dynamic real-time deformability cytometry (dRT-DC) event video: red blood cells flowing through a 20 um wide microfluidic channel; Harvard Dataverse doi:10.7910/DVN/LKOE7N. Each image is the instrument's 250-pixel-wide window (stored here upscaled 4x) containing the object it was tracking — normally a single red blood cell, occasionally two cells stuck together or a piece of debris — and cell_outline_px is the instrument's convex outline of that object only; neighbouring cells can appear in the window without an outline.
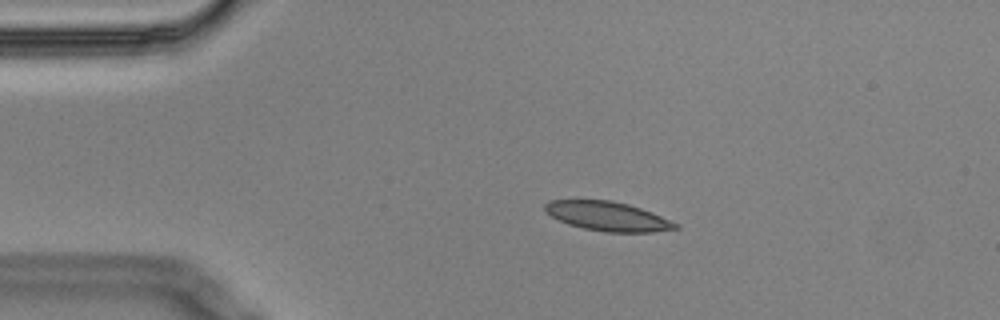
{"species": "Egyptian fruit bat (a non-hibernating species)", "species_latin": "Rousettus aegyptiacus", "temperature_condition": "cold", "stored_images_in_passage": 4, "camera_frame_rate_fps": 3000, "um_per_image_px": 0.085, "animal": {"sex": "male"}, "frame": {"image": 1, "passage_image": 3, "time_ms": 0.667, "image_size_px": [1000, 320], "cell_outline_px": [[680, 228], [656, 232], [604, 232], [584, 228], [568, 224], [552, 216], [544, 208], [544, 204], [548, 200], [612, 200], [628, 204], [652, 212], [680, 224]], "centroid_in_image_um": [51.7, 18.38], "position_along_channel_um": 33.3, "area_um2": 22.25}}